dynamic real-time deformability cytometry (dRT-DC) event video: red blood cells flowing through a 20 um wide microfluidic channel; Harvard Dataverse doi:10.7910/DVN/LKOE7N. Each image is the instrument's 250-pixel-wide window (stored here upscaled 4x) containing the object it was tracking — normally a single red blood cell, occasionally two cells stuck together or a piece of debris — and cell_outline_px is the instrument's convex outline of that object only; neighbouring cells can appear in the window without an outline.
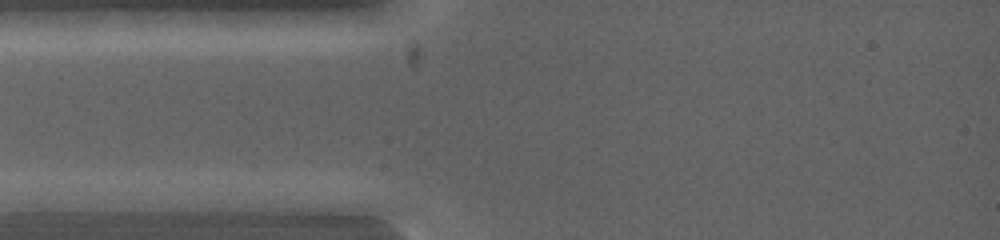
{"species": "common noctule bat (a hibernating species)", "species_latin": "Nyctalus noctula", "temperature_condition": "warm", "stored_images_in_passage": 5, "camera_frame_rate_fps": 5000, "um_per_image_px": 0.085, "animal": {"sex": "female", "body_mass_g": 19.0, "forearm_length_mm": 53.3}, "frame": {"image": 1, "passage_image": 2, "time_ms": 0.2, "image_size_px": [1000, 240], "cell_outline_px": [[124, 200], [112, 208], [104, 212], [24, 212], [12, 200], [20, 192], [112, 192]], "centroid_in_image_um": [5.67, 17.15], "position_along_channel_um": 79.3, "area_um2": 14.28}}